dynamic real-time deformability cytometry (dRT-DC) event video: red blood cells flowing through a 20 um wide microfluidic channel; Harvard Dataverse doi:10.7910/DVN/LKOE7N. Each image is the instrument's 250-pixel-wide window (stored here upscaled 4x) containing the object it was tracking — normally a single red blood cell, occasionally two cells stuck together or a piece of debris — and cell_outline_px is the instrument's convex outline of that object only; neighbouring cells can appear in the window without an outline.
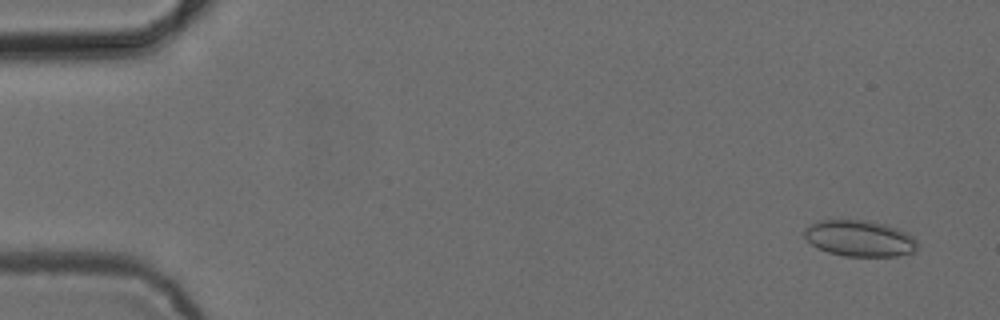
{"species": "common noctule bat (a hibernating species)", "species_latin": "Nyctalus noctula", "temperature_condition": "cold", "stored_images_in_passage": 53, "camera_frame_rate_fps": 3000, "um_per_image_px": 0.085, "animal": {"sex": "female", "body_mass_g": 24.6, "forearm_length_mm": 56.2}, "frame": {"image": 1, "passage_image": 3, "time_ms": 0.667, "image_size_px": [1000, 320], "cell_outline_px": [[916, 252], [896, 256], [844, 256], [828, 252], [812, 244], [804, 236], [804, 228], [816, 220], [868, 220], [884, 224], [896, 228], [912, 236], [916, 240]], "centroid_in_image_um": [73.05, 20.26], "position_along_channel_um": 12.0, "area_um2": 23.76}}
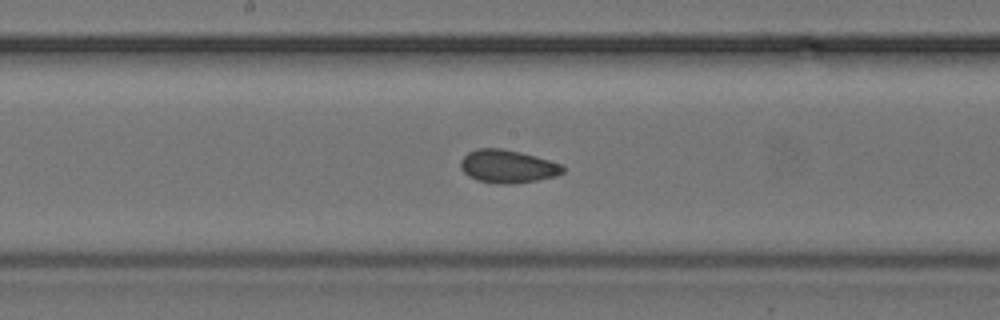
{"frame": {"image": 2, "passage_image": 28, "time_ms": 9.0, "image_size_px": [1000, 320], "cell_outline_px": [[564, 172], [556, 176], [536, 180], [512, 184], [496, 184], [476, 180], [468, 176], [460, 168], [460, 160], [468, 152], [476, 148], [500, 148], [520, 152], [536, 156], [564, 164]], "centroid_in_image_um": [43.14, 14.14], "position_along_channel_um": 205.1, "area_um2": 19.94}}
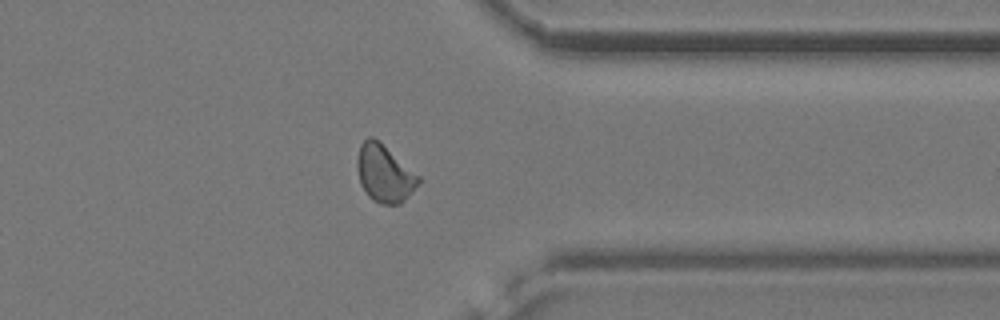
{"frame": {"image": 3, "passage_image": 42, "time_ms": 13.667, "image_size_px": [1000, 320], "cell_outline_px": [[420, 184], [400, 204], [380, 204], [372, 200], [368, 196], [360, 184], [356, 164], [356, 160], [360, 144], [368, 136], [372, 136], [380, 140], [420, 176]], "centroid_in_image_um": [32.67, 14.72], "position_along_channel_um": 378.7, "area_um2": 20.87}, "authors_computed_cell_mechanics": {"area_um2": 19.941, "velocity_mm_per_s": 3.8492, "shape_relaxation_time_tau1_ms": null, "shape_relaxation_time_tau2_ms": 2.3333, "deformation_change_tau1": null, "deformation_change_tau2": 0.0774}}